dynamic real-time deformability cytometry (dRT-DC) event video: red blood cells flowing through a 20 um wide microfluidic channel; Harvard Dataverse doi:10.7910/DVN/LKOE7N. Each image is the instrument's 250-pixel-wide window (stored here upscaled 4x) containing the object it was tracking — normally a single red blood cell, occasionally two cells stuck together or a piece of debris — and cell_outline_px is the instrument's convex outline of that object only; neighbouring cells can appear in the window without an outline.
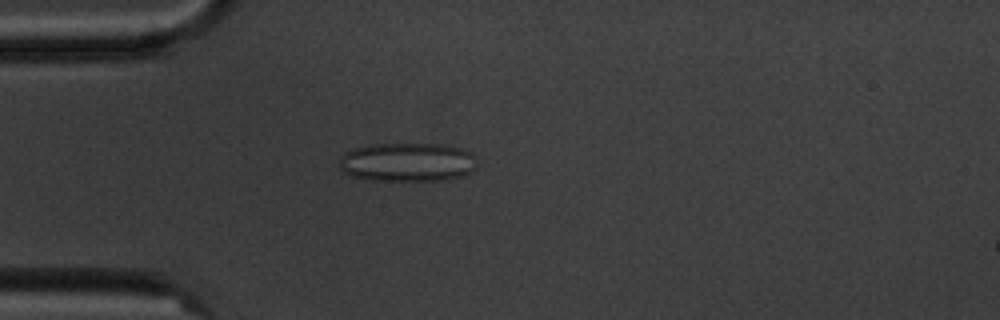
{"species": "common noctule bat (a hibernating species)", "species_latin": "Nyctalus noctula", "temperature_condition": "cold", "stored_images_in_passage": 1, "camera_frame_rate_fps": 3000, "um_per_image_px": 0.085, "animal": {"sex": "male", "body_mass_g": 20.1, "forearm_length_mm": 53.5}, "frame": {"image": 1, "passage_image": 1, "time_ms": 0.0, "image_size_px": [1000, 320], "cell_outline_px": [[476, 168], [460, 176], [440, 180], [372, 180], [352, 176], [344, 172], [340, 168], [340, 156], [344, 152], [352, 148], [372, 144], [440, 144], [460, 148], [472, 152], [476, 160]], "centroid_in_image_um": [34.6, 13.77], "position_along_channel_um": 50.4, "area_um2": 31.15}}